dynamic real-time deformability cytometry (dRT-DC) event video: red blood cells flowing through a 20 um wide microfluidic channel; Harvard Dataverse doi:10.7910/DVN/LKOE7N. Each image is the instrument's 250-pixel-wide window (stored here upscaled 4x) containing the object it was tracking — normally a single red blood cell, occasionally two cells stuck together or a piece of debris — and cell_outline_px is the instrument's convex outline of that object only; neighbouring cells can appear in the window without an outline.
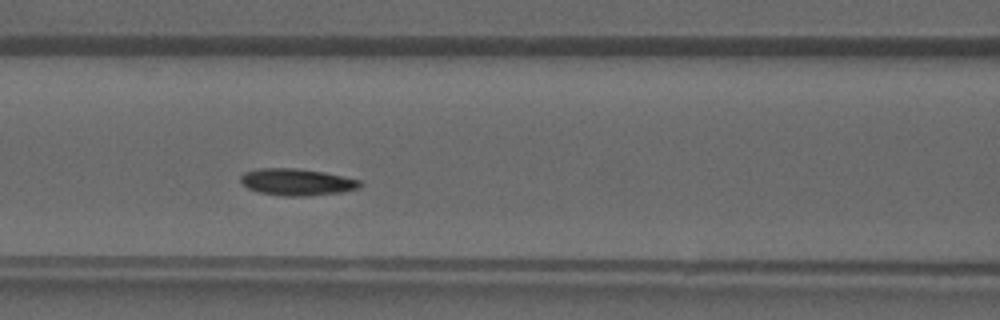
{"species": "common noctule bat (a hibernating species)", "species_latin": "Nyctalus noctula", "temperature_condition": "warm", "stored_images_in_passage": 35, "camera_frame_rate_fps": 3000, "um_per_image_px": 0.085, "animal": {"sex": "male", "forearm_length_mm": 52.5}, "frame": {"image": 1, "passage_image": 12, "time_ms": 3.667, "image_size_px": [1000, 320], "cell_outline_px": [[360, 188], [344, 192], [304, 196], [284, 196], [260, 192], [248, 188], [240, 180], [240, 176], [244, 172], [256, 168], [296, 168], [324, 172], [344, 176], [360, 180]], "centroid_in_image_um": [25.24, 15.46], "position_along_channel_um": 141.4, "area_um2": 18.67}}
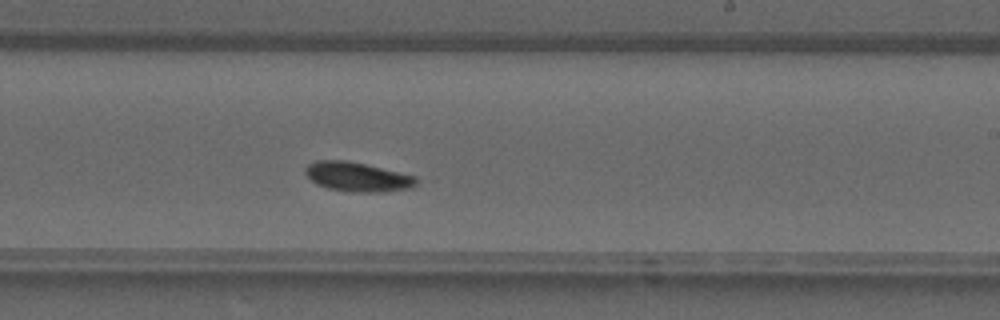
{"frame": {"image": 2, "passage_image": 19, "time_ms": 6.0, "image_size_px": [1000, 320], "cell_outline_px": [[424, 180], [412, 188], [384, 192], [352, 192], [328, 188], [316, 184], [304, 172], [304, 168], [308, 164], [316, 160], [348, 160], [416, 176]], "centroid_in_image_um": [30.44, 15.03], "position_along_channel_um": 258.6, "area_um2": 19.31}}
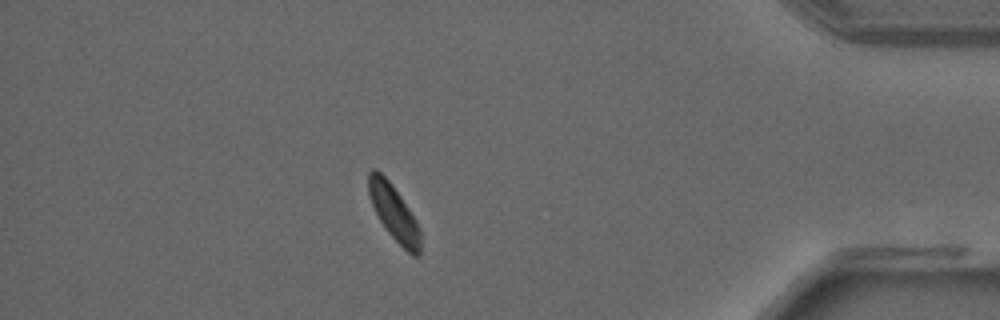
{"frame": {"image": 3, "passage_image": 30, "time_ms": 9.667, "image_size_px": [1000, 320], "cell_outline_px": [[420, 256], [412, 256], [388, 232], [380, 220], [372, 204], [368, 192], [368, 172], [372, 168], [376, 168], [388, 180], [400, 196], [416, 220], [420, 232]], "centroid_in_image_um": [33.47, 18.07], "position_along_channel_um": 401.7, "area_um2": 16.42}}